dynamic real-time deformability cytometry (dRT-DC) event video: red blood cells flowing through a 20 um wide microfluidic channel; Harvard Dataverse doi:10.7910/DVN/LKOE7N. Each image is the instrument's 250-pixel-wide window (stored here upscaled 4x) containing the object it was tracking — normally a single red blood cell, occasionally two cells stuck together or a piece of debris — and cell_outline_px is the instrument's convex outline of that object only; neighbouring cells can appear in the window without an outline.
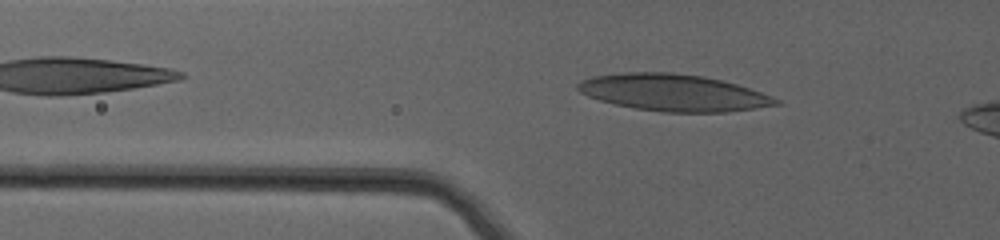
{"species": "human", "species_latin": "Homo sapiens", "temperature_condition": "warm", "stored_images_in_passage": 3, "camera_frame_rate_fps": 3000, "um_per_image_px": 0.085, "donor": {"sex": "female"}, "frame": {"image": 1, "passage_image": 3, "time_ms": 0.667, "image_size_px": [1000, 240], "cell_outline_px": [[752, 92], [616, 100], [608, 100], [596, 96], [592, 80], [608, 76], [692, 76], [712, 80], [744, 88]], "centroid_in_image_um": [56.03, 7.41], "position_along_channel_um": 69.8, "area_um2": 20.11}}